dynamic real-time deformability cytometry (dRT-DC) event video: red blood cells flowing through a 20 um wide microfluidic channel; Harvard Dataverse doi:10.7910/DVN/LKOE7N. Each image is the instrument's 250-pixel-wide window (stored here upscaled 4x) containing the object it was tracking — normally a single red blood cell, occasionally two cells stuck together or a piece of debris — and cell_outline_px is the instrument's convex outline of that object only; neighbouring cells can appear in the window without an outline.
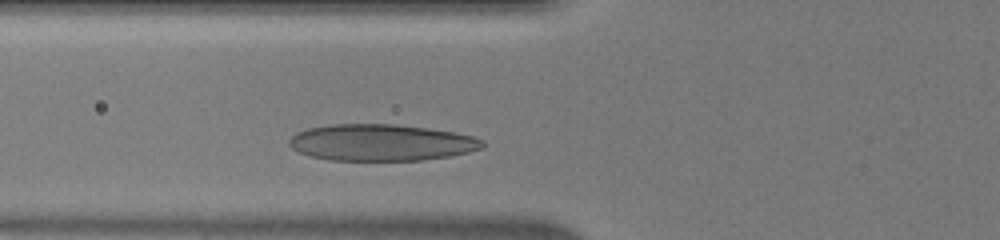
{"species": "human", "species_latin": "Homo sapiens", "temperature_condition": "warm", "stored_images_in_passage": 29, "camera_frame_rate_fps": 3000, "um_per_image_px": 0.085, "donor": {"sex": "male"}, "frame": {"image": 1, "passage_image": 5, "time_ms": 1.333, "image_size_px": [1000, 240], "cell_outline_px": [[484, 148], [468, 152], [448, 156], [420, 160], [332, 160], [312, 156], [296, 152], [288, 144], [288, 140], [296, 132], [308, 128], [332, 124], [392, 124], [428, 128], [452, 132], [472, 136], [484, 140]], "centroid_in_image_um": [32.38, 12.11], "position_along_channel_um": 93.4, "area_um2": 41.1}}
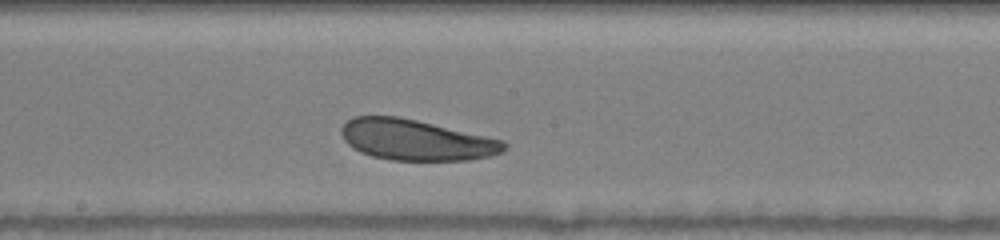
{"frame": {"image": 2, "passage_image": 14, "time_ms": 4.333, "image_size_px": [1000, 240], "cell_outline_px": [[508, 148], [492, 156], [468, 160], [392, 160], [372, 156], [360, 152], [352, 148], [344, 140], [340, 132], [340, 128], [352, 116], [396, 116], [416, 120], [504, 140], [508, 144]], "centroid_in_image_um": [35.36, 11.9], "position_along_channel_um": 212.8, "area_um2": 38.67}}
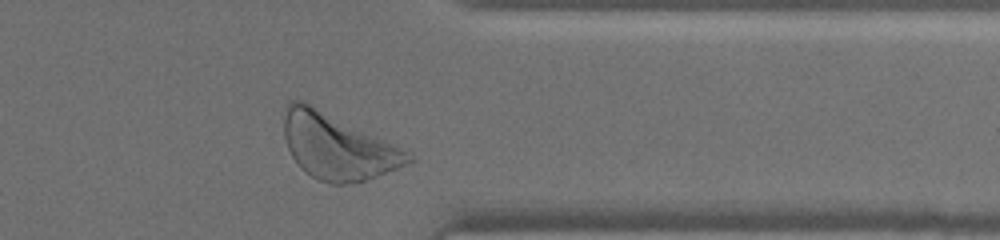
{"frame": {"image": 3, "passage_image": 27, "time_ms": 8.667, "image_size_px": [1000, 240], "cell_outline_px": [[416, 160], [376, 176], [364, 180], [344, 184], [332, 184], [320, 180], [304, 172], [300, 168], [292, 156], [288, 148], [284, 136], [284, 116], [288, 104], [292, 100], [304, 100], [408, 152]], "centroid_in_image_um": [28.63, 12.45], "position_along_channel_um": 382.8, "area_um2": 46.64}}